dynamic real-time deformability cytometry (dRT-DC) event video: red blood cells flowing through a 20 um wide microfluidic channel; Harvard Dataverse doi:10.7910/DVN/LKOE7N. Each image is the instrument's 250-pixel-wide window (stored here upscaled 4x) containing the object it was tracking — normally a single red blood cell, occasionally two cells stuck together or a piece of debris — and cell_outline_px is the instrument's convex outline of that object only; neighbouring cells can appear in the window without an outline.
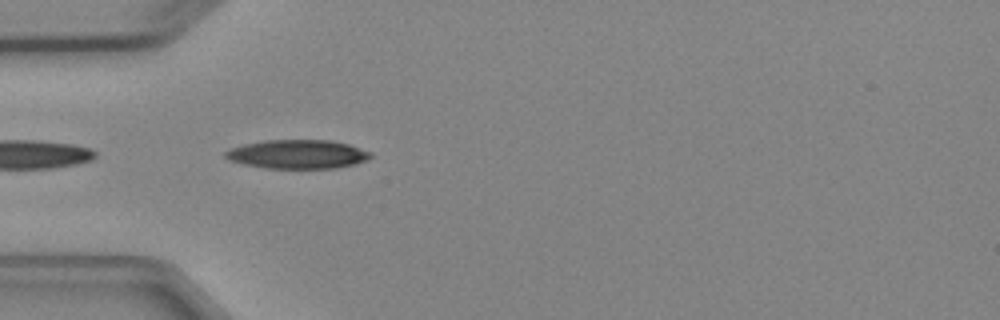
{"species": "Egyptian fruit bat (a non-hibernating species)", "species_latin": "Rousettus aegyptiacus", "temperature_condition": "cold", "stored_images_in_passage": 5, "camera_frame_rate_fps": 3000, "um_per_image_px": 0.085, "animal": {"sex": "female"}, "frame": {"image": 1, "passage_image": 4, "time_ms": 3.667, "image_size_px": [1000, 320], "cell_outline_px": [[372, 156], [368, 160], [356, 164], [336, 168], [264, 168], [244, 164], [228, 160], [224, 156], [224, 152], [232, 148], [244, 144], [264, 140], [332, 140], [348, 144], [372, 152]], "centroid_in_image_um": [25.31, 13.11], "position_along_channel_um": 59.7, "area_um2": 24.57}}